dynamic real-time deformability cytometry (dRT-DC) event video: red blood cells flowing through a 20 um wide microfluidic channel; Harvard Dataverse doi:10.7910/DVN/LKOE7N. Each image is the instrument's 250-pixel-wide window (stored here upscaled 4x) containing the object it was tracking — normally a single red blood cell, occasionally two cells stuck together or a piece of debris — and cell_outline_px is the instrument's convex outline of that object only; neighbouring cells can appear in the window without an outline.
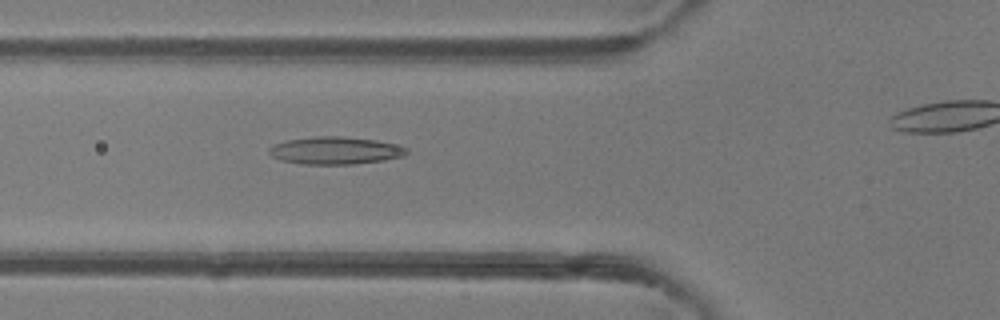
{"species": "common noctule bat (a hibernating species)", "species_latin": "Nyctalus noctula", "temperature_condition": "room temperature", "stored_images_in_passage": 43, "camera_frame_rate_fps": 3000, "um_per_image_px": 0.085, "animal": {"sex": "female"}, "frame": {"image": 1, "passage_image": 18, "time_ms": 5.667, "image_size_px": [1000, 320], "cell_outline_px": [[408, 152], [404, 156], [384, 160], [352, 164], [304, 164], [280, 160], [272, 156], [268, 152], [268, 148], [272, 144], [284, 140], [316, 136], [340, 136], [376, 140], [408, 148]], "centroid_in_image_um": [28.45, 12.79], "position_along_channel_um": 97.4, "area_um2": 22.08}}
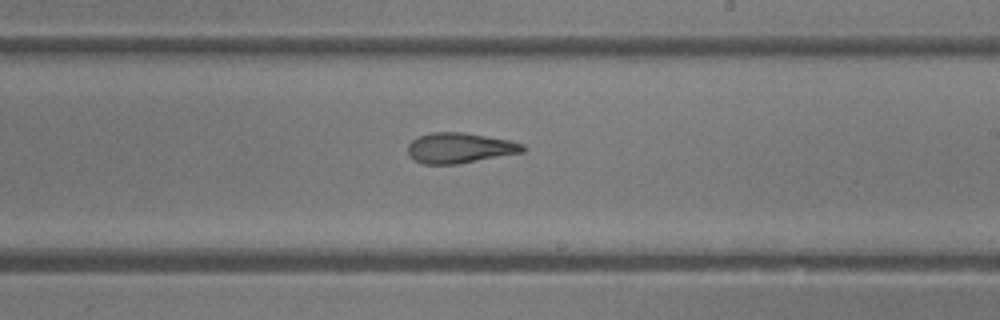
{"frame": {"image": 2, "passage_image": 29, "time_ms": 9.333, "image_size_px": [1000, 320], "cell_outline_px": [[524, 152], [456, 164], [424, 164], [416, 160], [408, 152], [408, 144], [416, 136], [432, 132], [464, 132], [508, 140], [524, 144]], "centroid_in_image_um": [39.06, 12.56], "position_along_channel_um": 249.9, "area_um2": 20.17}}
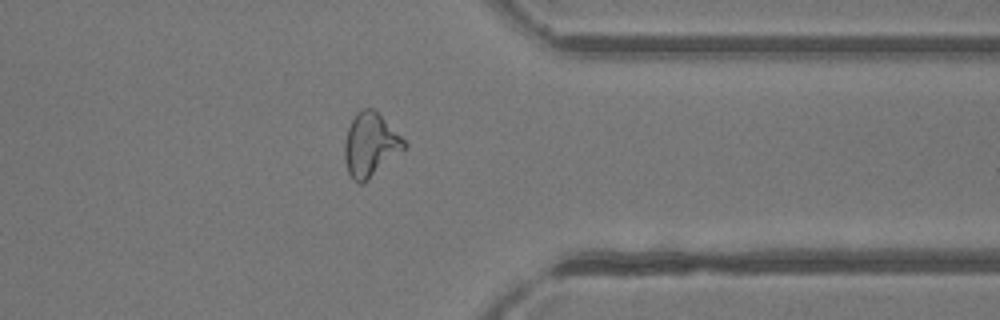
{"frame": {"image": 3, "passage_image": 39, "time_ms": 12.667, "image_size_px": [1000, 320], "cell_outline_px": [[408, 144], [404, 148], [364, 184], [360, 184], [352, 180], [348, 172], [344, 160], [344, 144], [348, 128], [356, 112], [360, 108], [372, 108]], "centroid_in_image_um": [31.43, 12.34], "position_along_channel_um": 380.0, "area_um2": 21.73}, "authors_computed_cell_mechanics": {"area_um2": 21.7906, "velocity_mm_per_s": 4.1404, "shape_relaxation_time_tau1_ms": 10.9609, "shape_relaxation_time_tau2_ms": 2.2943, "deformation_change_tau1": 0.2762, "deformation_change_tau2": 0.1172}}